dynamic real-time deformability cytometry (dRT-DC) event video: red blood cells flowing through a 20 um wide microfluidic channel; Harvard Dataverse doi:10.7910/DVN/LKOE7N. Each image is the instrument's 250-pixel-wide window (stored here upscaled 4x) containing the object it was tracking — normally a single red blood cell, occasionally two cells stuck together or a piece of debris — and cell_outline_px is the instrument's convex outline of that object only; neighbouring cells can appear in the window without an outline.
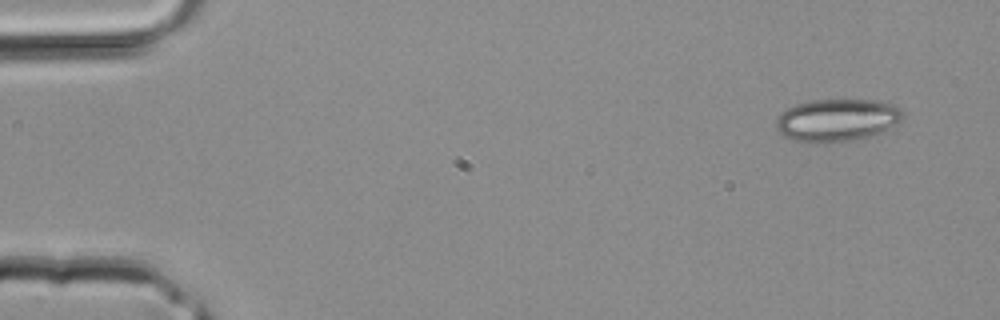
{"species": "common noctule bat (a hibernating species)", "species_latin": "Nyctalus noctula", "temperature_condition": "room temperature", "stored_images_in_passage": 3, "camera_frame_rate_fps": 3000, "um_per_image_px": 0.085, "animal": {"sex": "male", "body_mass_g": 20.4}, "frame": {"image": 1, "passage_image": 1, "time_ms": 0.0, "image_size_px": [1000, 320], "cell_outline_px": [[904, 116], [900, 120], [880, 132], [868, 136], [852, 140], [824, 144], [788, 140], [776, 128], [776, 120], [788, 108], [796, 104], [812, 100], [876, 100], [892, 104], [900, 108], [904, 112]], "centroid_in_image_um": [71.12, 10.22], "position_along_channel_um": 13.9, "area_um2": 31.33}}
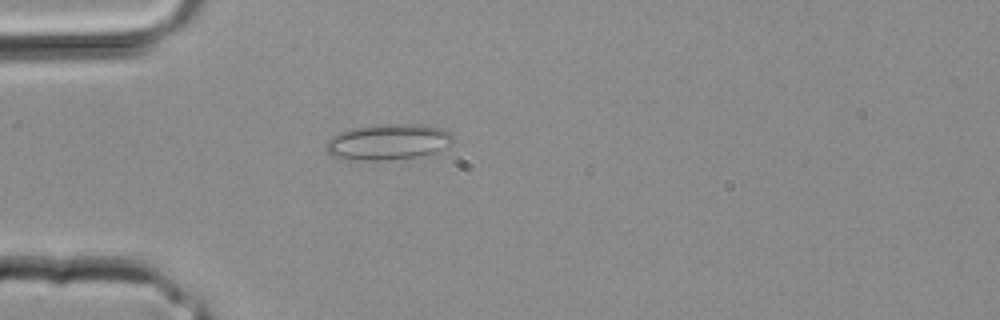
{"frame": {"image": 2, "passage_image": 3, "time_ms": 0.667, "image_size_px": [1000, 320], "cell_outline_px": [[452, 144], [448, 148], [432, 156], [384, 160], [360, 160], [332, 156], [324, 148], [328, 140], [332, 136], [340, 132], [360, 128], [384, 124], [424, 124], [440, 128], [448, 132], [452, 136]], "centroid_in_image_um": [33.09, 12.09], "position_along_channel_um": 51.9, "area_um2": 26.76}}